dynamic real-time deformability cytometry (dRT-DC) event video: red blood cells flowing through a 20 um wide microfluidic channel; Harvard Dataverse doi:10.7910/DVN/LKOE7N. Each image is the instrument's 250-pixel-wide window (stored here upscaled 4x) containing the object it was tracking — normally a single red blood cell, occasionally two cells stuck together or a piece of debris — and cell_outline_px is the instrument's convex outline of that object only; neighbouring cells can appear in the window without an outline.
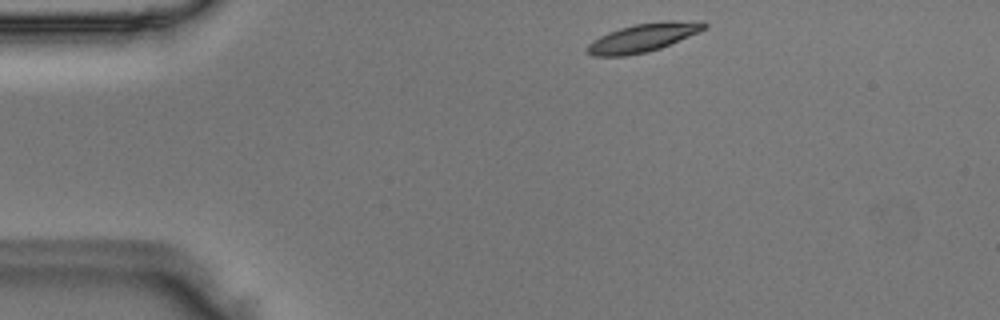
{"species": "Egyptian fruit bat (a non-hibernating species)", "species_latin": "Rousettus aegyptiacus", "temperature_condition": "room temperature", "stored_images_in_passage": 42, "camera_frame_rate_fps": 3000, "um_per_image_px": 0.085, "animal": {"sex": "male"}, "frame": {"image": 1, "passage_image": 1, "time_ms": 0.0, "image_size_px": [1000, 320], "cell_outline_px": [[708, 24], [704, 28], [696, 32], [660, 48], [648, 52], [624, 56], [592, 56], [584, 52], [584, 48], [592, 40], [608, 32], [620, 28], [636, 24], [664, 20], [704, 20]], "centroid_in_image_um": [54.61, 3.19], "position_along_channel_um": 30.4, "area_um2": 19.48}}
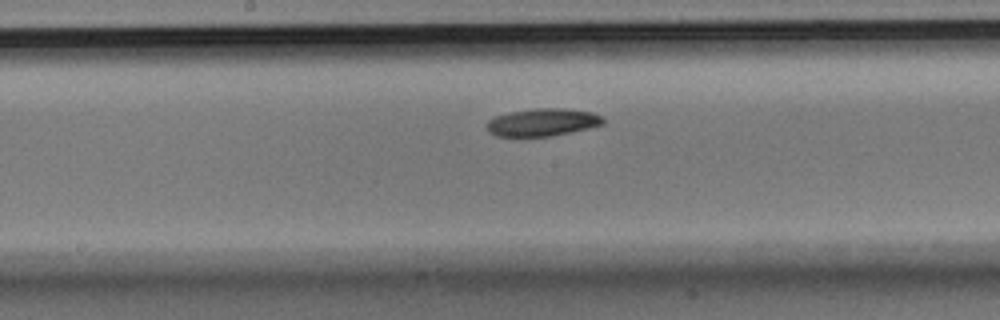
{"frame": {"image": 2, "passage_image": 18, "time_ms": 5.667, "image_size_px": [1000, 320], "cell_outline_px": [[604, 124], [588, 128], [552, 136], [520, 140], [496, 136], [488, 132], [488, 120], [496, 116], [508, 112], [532, 108], [564, 108], [592, 112], [600, 116], [604, 120]], "centroid_in_image_um": [46.04, 10.44], "position_along_channel_um": 202.2, "area_um2": 19.48}}
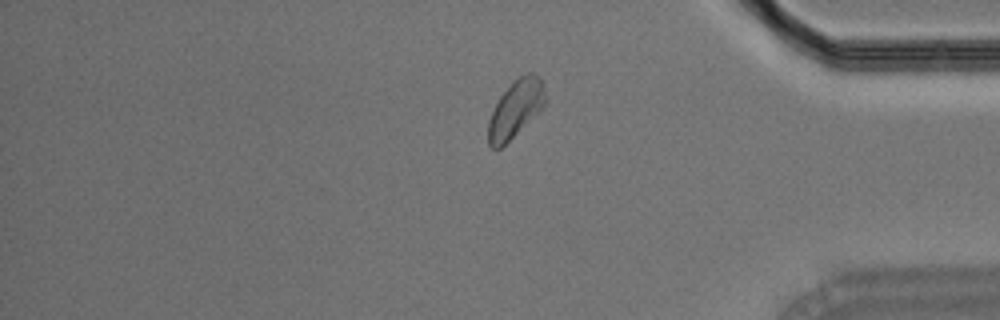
{"frame": {"image": 3, "passage_image": 34, "time_ms": 11.0, "image_size_px": [1000, 320], "cell_outline_px": [[544, 104], [500, 148], [492, 148], [488, 144], [488, 120], [500, 96], [512, 80], [528, 72], [532, 72], [540, 80], [544, 88]], "centroid_in_image_um": [43.76, 9.22], "position_along_channel_um": 391.4, "area_um2": 18.15}}